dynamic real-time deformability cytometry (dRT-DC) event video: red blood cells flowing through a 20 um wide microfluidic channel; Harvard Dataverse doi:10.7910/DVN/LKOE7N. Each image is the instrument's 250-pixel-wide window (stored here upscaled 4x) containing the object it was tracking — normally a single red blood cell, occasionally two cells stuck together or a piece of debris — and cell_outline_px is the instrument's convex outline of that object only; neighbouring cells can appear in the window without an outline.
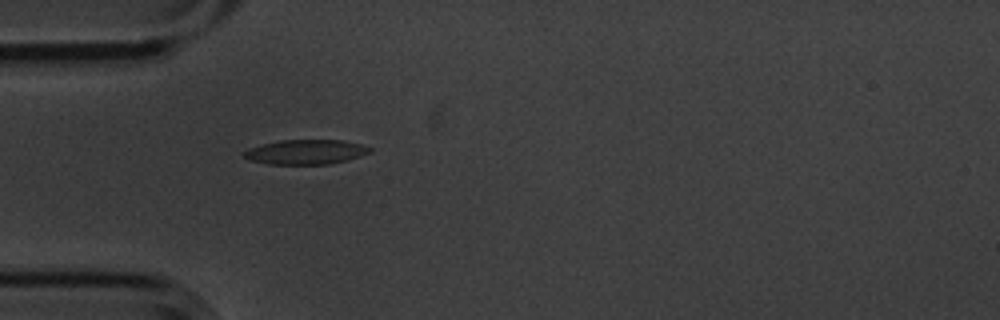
{"species": "common noctule bat (a hibernating species)", "species_latin": "Nyctalus noctula", "temperature_condition": "cold", "stored_images_in_passage": 3, "camera_frame_rate_fps": 3000, "um_per_image_px": 0.085, "animal": {"sex": "male", "body_mass_g": 20.1, "forearm_length_mm": 53.5}, "frame": {"image": 1, "passage_image": 3, "time_ms": 0.667, "image_size_px": [1000, 320], "cell_outline_px": [[372, 152], [360, 156], [328, 164], [268, 164], [248, 160], [244, 156], [244, 152], [248, 148], [280, 140], [344, 140], [360, 144], [372, 148]], "centroid_in_image_um": [25.99, 12.91], "position_along_channel_um": 59.0, "area_um2": 17.98}}